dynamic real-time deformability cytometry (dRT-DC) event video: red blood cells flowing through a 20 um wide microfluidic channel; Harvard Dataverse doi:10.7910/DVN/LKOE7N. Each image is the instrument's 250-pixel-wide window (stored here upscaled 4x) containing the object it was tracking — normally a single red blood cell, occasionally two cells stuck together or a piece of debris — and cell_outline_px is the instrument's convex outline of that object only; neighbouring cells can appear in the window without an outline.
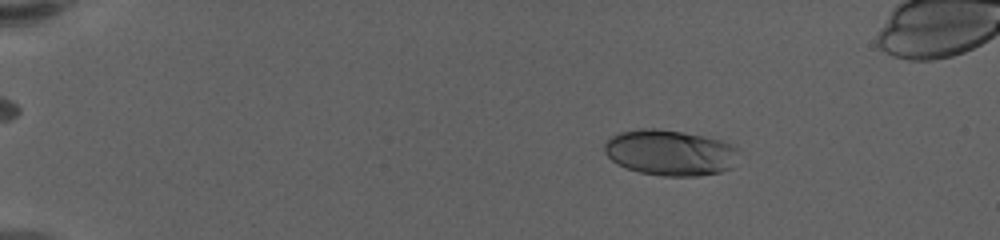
{"species": "human", "species_latin": "Homo sapiens", "temperature_condition": "warm", "stored_images_in_passage": 59, "camera_frame_rate_fps": 3000, "um_per_image_px": 0.085, "donor": {"sex": "female"}, "frame": {"image": 1, "passage_image": 10, "time_ms": 3.0, "image_size_px": [1000, 240], "cell_outline_px": [[736, 148], [732, 168], [720, 172], [696, 176], [664, 176], [640, 172], [616, 164], [604, 152], [604, 144], [612, 136], [620, 132], [640, 128], [656, 128], [684, 132], [704, 136], [720, 140], [732, 144]], "centroid_in_image_um": [56.92, 12.97], "position_along_channel_um": 28.1, "area_um2": 35.6}}
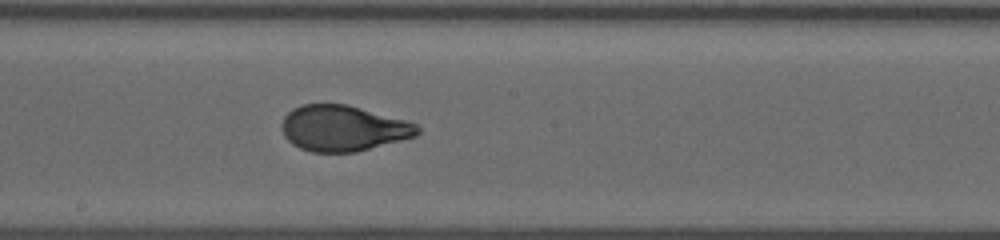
{"frame": {"image": 2, "passage_image": 34, "time_ms": 11.0, "image_size_px": [1000, 240], "cell_outline_px": [[420, 132], [416, 136], [356, 152], [312, 152], [300, 148], [292, 144], [284, 136], [280, 128], [280, 124], [284, 116], [292, 108], [304, 104], [348, 104], [404, 120], [416, 124], [420, 128]], "centroid_in_image_um": [29.12, 10.9], "position_along_channel_um": 219.1, "area_um2": 36.24}}
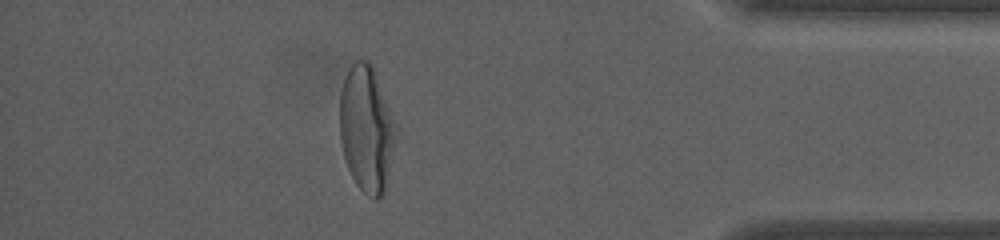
{"frame": {"image": 3, "passage_image": 52, "time_ms": 17.0, "image_size_px": [1000, 240], "cell_outline_px": [[396, 136], [384, 192], [376, 200], [368, 196], [356, 184], [348, 168], [344, 156], [340, 140], [340, 92], [344, 76], [348, 68], [356, 60], [364, 56], [372, 64], [376, 72], [396, 124]], "centroid_in_image_um": [31.14, 10.88], "position_along_channel_um": 404.1, "area_um2": 41.44}}